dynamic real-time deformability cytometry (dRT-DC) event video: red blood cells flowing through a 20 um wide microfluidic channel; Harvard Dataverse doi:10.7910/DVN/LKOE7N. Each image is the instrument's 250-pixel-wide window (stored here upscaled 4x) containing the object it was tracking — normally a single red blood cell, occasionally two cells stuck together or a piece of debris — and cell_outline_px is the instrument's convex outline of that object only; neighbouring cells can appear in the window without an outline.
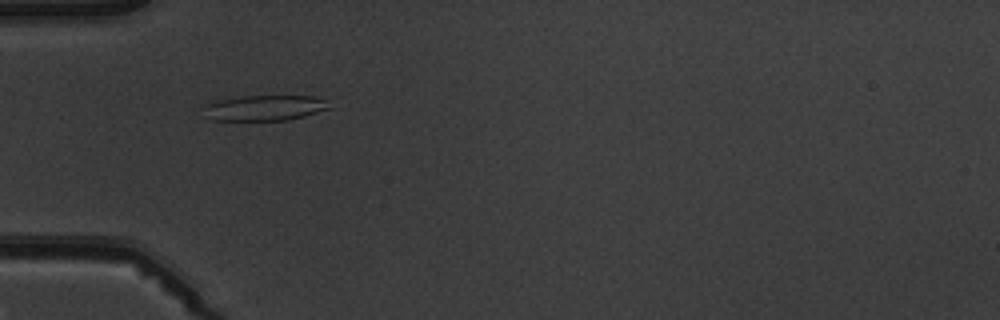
{"species": "common noctule bat (a hibernating species)", "species_latin": "Nyctalus noctula", "temperature_condition": "warm", "stored_images_in_passage": 5, "camera_frame_rate_fps": 3000, "um_per_image_px": 0.085, "animal": {"sex": "male", "body_mass_g": 19.5, "forearm_length_mm": 54.6}, "frame": {"image": 1, "passage_image": 4, "time_ms": 3.333, "image_size_px": [1000, 320], "cell_outline_px": [[332, 108], [304, 116], [288, 120], [208, 120], [204, 108], [204, 104], [216, 100], [244, 96], [316, 96], [324, 100]], "centroid_in_image_um": [22.47, 9.17], "position_along_channel_um": 62.5, "area_um2": 18.67}}
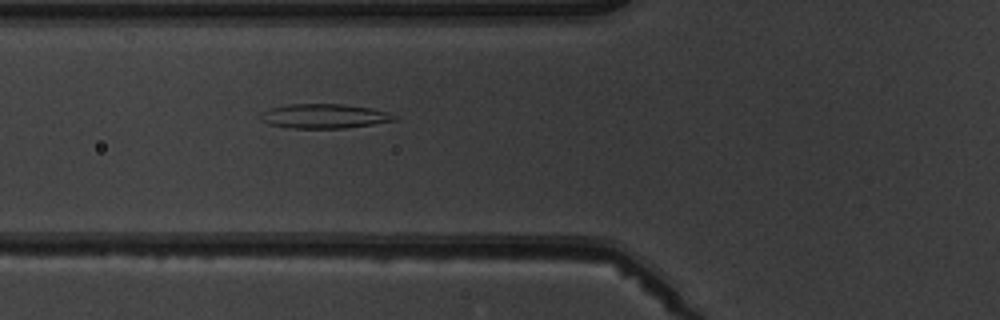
{"frame": {"image": 2, "passage_image": 5, "time_ms": 4.333, "image_size_px": [1000, 320], "cell_outline_px": [[396, 120], [372, 124], [344, 128], [292, 128], [268, 124], [260, 120], [260, 112], [268, 108], [288, 104], [344, 104], [372, 108], [388, 112], [396, 116]], "centroid_in_image_um": [27.51, 9.86], "position_along_channel_um": 98.3, "area_um2": 19.13}}